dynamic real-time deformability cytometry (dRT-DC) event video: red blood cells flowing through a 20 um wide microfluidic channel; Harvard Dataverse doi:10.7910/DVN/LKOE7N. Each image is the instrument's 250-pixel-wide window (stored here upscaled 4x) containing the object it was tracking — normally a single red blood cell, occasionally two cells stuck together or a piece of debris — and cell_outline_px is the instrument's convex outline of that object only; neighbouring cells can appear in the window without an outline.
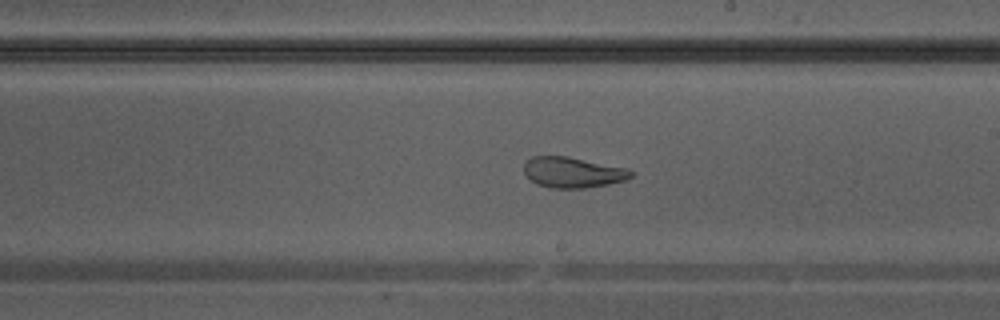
{"species": "Egyptian fruit bat (a non-hibernating species)", "species_latin": "Rousettus aegyptiacus", "temperature_condition": "warm", "stored_images_in_passage": 41, "camera_frame_rate_fps": 3000, "um_per_image_px": 0.085, "animal": {"sex": "male"}, "frame": {"image": 1, "passage_image": 24, "time_ms": 7.667, "image_size_px": [1000, 320], "cell_outline_px": [[632, 176], [628, 180], [608, 184], [584, 188], [552, 188], [536, 184], [524, 176], [524, 160], [532, 156], [568, 156], [628, 168], [632, 172]], "centroid_in_image_um": [48.65, 14.64], "position_along_channel_um": 240.3, "area_um2": 19.42}}